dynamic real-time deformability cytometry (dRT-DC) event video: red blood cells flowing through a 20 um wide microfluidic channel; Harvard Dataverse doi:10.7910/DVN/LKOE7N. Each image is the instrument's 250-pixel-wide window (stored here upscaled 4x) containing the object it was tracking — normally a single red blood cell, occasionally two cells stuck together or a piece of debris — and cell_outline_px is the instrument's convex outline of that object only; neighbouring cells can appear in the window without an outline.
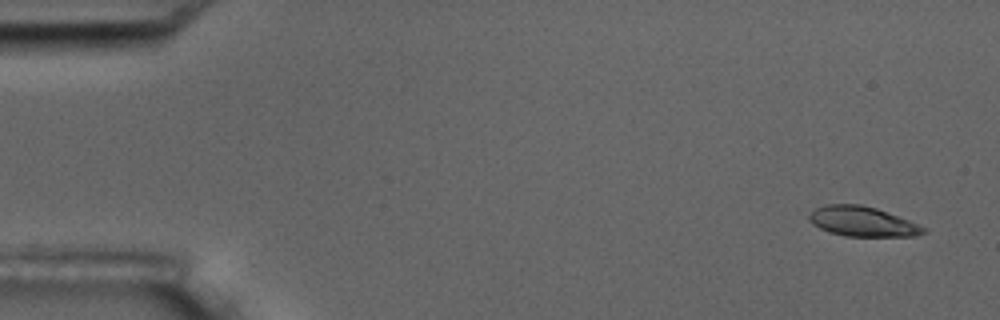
{"species": "common noctule bat (a hibernating species)", "species_latin": "Nyctalus noctula", "temperature_condition": "room temperature", "stored_images_in_passage": 6, "camera_frame_rate_fps": 3000, "um_per_image_px": 0.085, "animal": {"sex": "male", "body_mass_g": 17.5, "forearm_length_mm": 52.3}, "frame": {"image": 1, "passage_image": 1, "time_ms": 0.0, "image_size_px": [1000, 320], "cell_outline_px": [[928, 232], [916, 236], [844, 236], [828, 232], [812, 224], [808, 220], [808, 216], [816, 208], [824, 204], [860, 204], [876, 208], [908, 220], [928, 228]], "centroid_in_image_um": [73.31, 18.83], "position_along_channel_um": 11.7, "area_um2": 20.0}}